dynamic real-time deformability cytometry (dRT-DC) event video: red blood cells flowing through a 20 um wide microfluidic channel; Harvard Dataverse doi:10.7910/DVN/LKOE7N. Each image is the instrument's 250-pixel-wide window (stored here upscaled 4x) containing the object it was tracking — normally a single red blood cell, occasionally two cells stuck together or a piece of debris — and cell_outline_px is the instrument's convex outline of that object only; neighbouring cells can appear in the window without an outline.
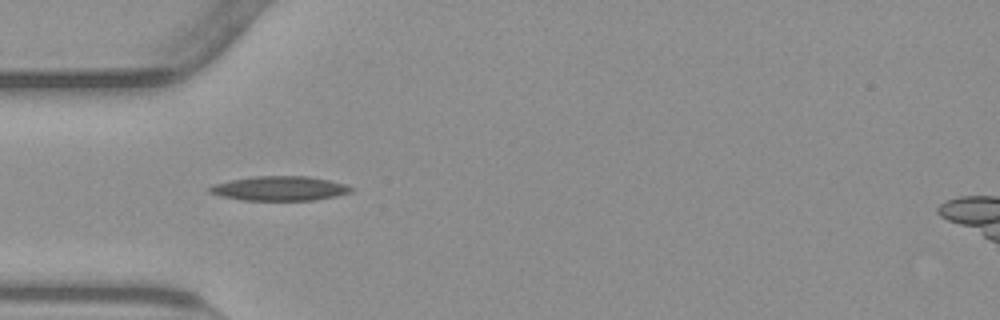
{"species": "common noctule bat (a hibernating species)", "species_latin": "Nyctalus noctula", "temperature_condition": "warm", "stored_images_in_passage": 7, "camera_frame_rate_fps": 3000, "um_per_image_px": 0.085, "animal": {"sex": "male", "body_mass_g": 23.1, "forearm_length_mm": 52.7}, "frame": {"image": 1, "passage_image": 4, "time_ms": 1.0, "image_size_px": [1000, 320], "cell_outline_px": [[356, 188], [352, 192], [336, 196], [316, 200], [244, 200], [220, 196], [208, 192], [208, 188], [216, 184], [232, 180], [252, 176], [308, 176], [328, 180], [344, 184]], "centroid_in_image_um": [23.81, 16.02], "position_along_channel_um": 61.2, "area_um2": 20.11}}